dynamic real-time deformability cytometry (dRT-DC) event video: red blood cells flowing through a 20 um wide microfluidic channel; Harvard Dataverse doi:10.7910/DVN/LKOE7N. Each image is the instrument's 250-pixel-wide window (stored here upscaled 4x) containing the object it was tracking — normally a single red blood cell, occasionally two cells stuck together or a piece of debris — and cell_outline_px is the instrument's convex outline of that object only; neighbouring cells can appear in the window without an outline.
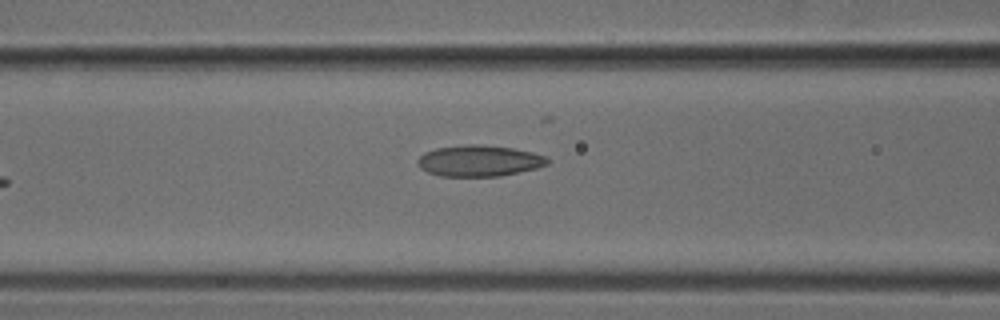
{"species": "common noctule bat (a hibernating species)", "species_latin": "Nyctalus noctula", "temperature_condition": "cold", "stored_images_in_passage": 3, "camera_frame_rate_fps": 3000, "um_per_image_px": 0.085, "animal": {"sex": "male", "body_mass_g": 18.8}, "frame": {"image": 1, "passage_image": 3, "time_ms": 0.667, "image_size_px": [1000, 320], "cell_outline_px": [[548, 164], [536, 168], [520, 172], [500, 176], [440, 176], [428, 172], [420, 168], [416, 164], [416, 160], [424, 152], [436, 148], [468, 144], [476, 144], [512, 148], [532, 152], [548, 156]], "centroid_in_image_um": [40.71, 13.67], "position_along_channel_um": 125.9, "area_um2": 23.64}}